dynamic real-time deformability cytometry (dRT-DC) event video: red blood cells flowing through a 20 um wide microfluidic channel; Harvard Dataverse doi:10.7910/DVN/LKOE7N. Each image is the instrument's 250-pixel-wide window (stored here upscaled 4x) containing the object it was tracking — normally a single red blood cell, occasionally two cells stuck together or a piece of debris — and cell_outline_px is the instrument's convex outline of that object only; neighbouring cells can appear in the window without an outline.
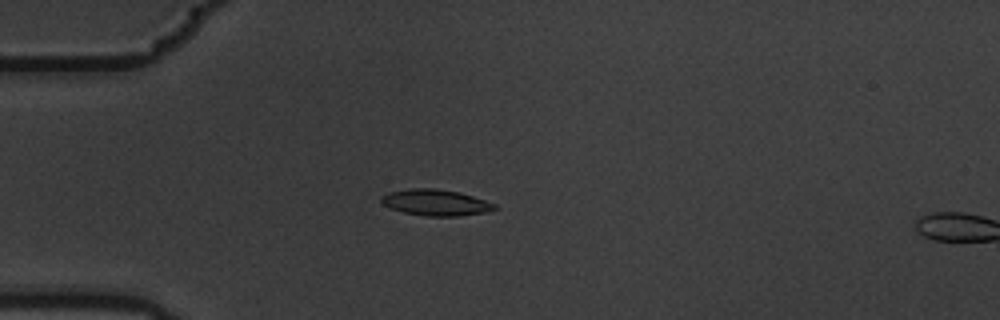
{"species": "common noctule bat (a hibernating species)", "species_latin": "Nyctalus noctula", "temperature_condition": "warm", "stored_images_in_passage": 6, "camera_frame_rate_fps": 3000, "um_per_image_px": 0.085, "animal": {"sex": "male", "body_mass_g": 19.5, "forearm_length_mm": 54.6}, "frame": {"image": 1, "passage_image": 5, "time_ms": 1.333, "image_size_px": [1000, 320], "cell_outline_px": [[496, 208], [484, 212], [460, 216], [428, 216], [404, 212], [392, 208], [384, 204], [380, 200], [380, 196], [388, 192], [412, 188], [432, 188], [460, 192], [496, 204]], "centroid_in_image_um": [37.01, 17.21], "position_along_channel_um": 48.0, "area_um2": 17.05}}